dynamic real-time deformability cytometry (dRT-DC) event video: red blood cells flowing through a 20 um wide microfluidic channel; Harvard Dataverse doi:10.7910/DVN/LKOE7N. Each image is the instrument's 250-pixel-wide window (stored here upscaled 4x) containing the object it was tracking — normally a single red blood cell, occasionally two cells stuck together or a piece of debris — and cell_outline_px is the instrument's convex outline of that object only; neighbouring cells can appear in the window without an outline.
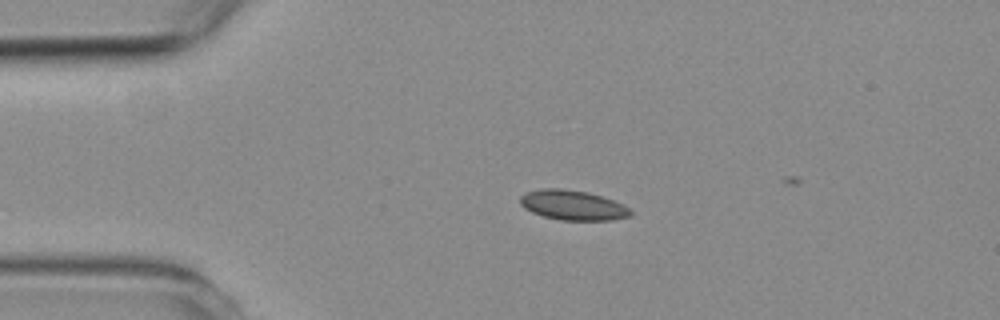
{"species": "common noctule bat (a hibernating species)", "species_latin": "Nyctalus noctula", "temperature_condition": "room temperature", "stored_images_in_passage": 3, "camera_frame_rate_fps": 3000, "um_per_image_px": 0.085, "animal": {"sex": "female", "body_mass_g": 19.3, "forearm_length_mm": 54.1}, "frame": {"image": 1, "passage_image": 2, "time_ms": 1.667, "image_size_px": [1000, 320], "cell_outline_px": [[632, 216], [612, 220], [560, 220], [544, 216], [532, 212], [524, 208], [520, 204], [520, 196], [524, 192], [540, 188], [560, 188], [588, 192], [624, 204], [632, 212]], "centroid_in_image_um": [48.67, 17.43], "position_along_channel_um": 36.3, "area_um2": 19.31}}